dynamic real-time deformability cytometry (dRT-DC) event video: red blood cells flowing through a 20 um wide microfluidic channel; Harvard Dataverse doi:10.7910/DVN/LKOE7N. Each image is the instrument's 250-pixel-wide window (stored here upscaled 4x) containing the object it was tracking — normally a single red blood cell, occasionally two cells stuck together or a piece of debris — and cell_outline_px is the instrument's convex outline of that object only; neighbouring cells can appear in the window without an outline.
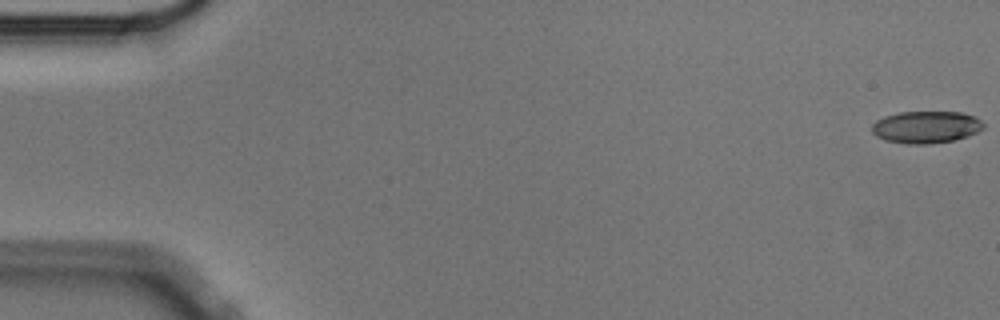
{"species": "Egyptian fruit bat (a non-hibernating species)", "species_latin": "Rousettus aegyptiacus", "temperature_condition": "cold", "stored_images_in_passage": 18, "camera_frame_rate_fps": 3000, "um_per_image_px": 0.085, "animal": {"sex": "male"}, "frame": {"image": 1, "passage_image": 1, "time_ms": 0.0, "image_size_px": [1000, 320], "cell_outline_px": [[984, 128], [968, 136], [952, 140], [928, 144], [908, 144], [884, 140], [876, 136], [872, 132], [872, 124], [876, 120], [884, 116], [900, 112], [964, 112], [980, 120], [984, 124]], "centroid_in_image_um": [78.69, 10.8], "position_along_channel_um": 6.3, "area_um2": 20.87}}
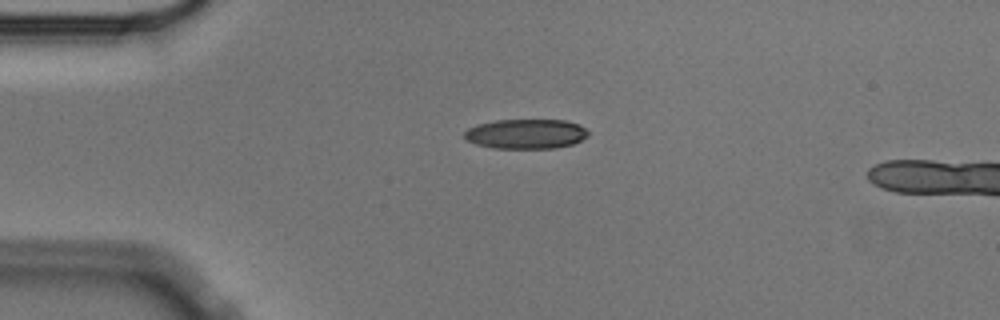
{"frame": {"image": 2, "passage_image": 14, "time_ms": 4.333, "image_size_px": [1000, 320], "cell_outline_px": [[588, 136], [572, 144], [556, 148], [492, 148], [476, 144], [464, 140], [464, 132], [468, 128], [476, 124], [496, 120], [568, 120], [580, 124], [588, 132]], "centroid_in_image_um": [44.68, 11.38], "position_along_channel_um": 40.3, "area_um2": 21.62}}